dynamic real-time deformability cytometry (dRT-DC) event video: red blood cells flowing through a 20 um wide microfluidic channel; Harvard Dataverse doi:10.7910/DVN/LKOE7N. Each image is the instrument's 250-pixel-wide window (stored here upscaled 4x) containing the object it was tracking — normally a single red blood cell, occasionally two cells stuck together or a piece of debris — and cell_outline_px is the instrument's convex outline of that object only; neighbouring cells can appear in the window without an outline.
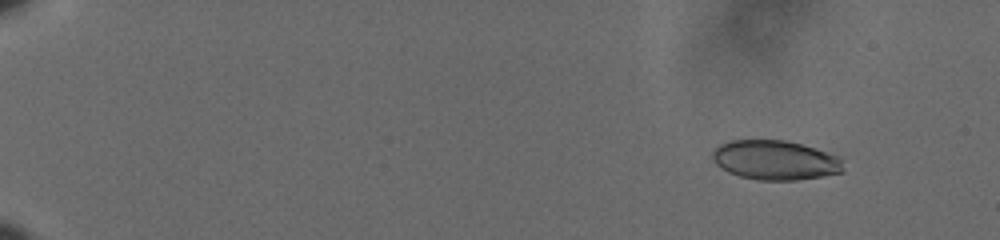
{"species": "human", "species_latin": "Homo sapiens", "temperature_condition": "cold", "stored_images_in_passage": 54, "camera_frame_rate_fps": 3000, "um_per_image_px": 0.085, "donor": {"sex": "male"}, "frame": {"image": 1, "passage_image": 1, "time_ms": 0.0, "image_size_px": [1000, 240], "cell_outline_px": [[844, 172], [796, 180], [756, 180], [740, 176], [728, 172], [720, 168], [712, 160], [712, 152], [720, 144], [728, 140], [788, 140], [840, 156], [844, 168]], "centroid_in_image_um": [65.88, 13.61], "position_along_channel_um": 19.1, "area_um2": 30.29}}
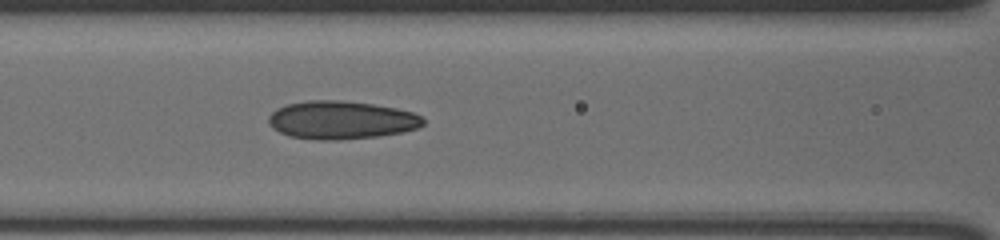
{"frame": {"image": 2, "passage_image": 24, "time_ms": 7.667, "image_size_px": [1000, 240], "cell_outline_px": [[424, 124], [416, 128], [404, 132], [376, 136], [336, 140], [316, 140], [288, 136], [272, 128], [268, 124], [268, 116], [276, 108], [288, 104], [308, 100], [340, 100], [372, 104], [396, 108], [412, 112], [420, 116], [424, 120]], "centroid_in_image_um": [28.97, 10.2], "position_along_channel_um": 137.6, "area_um2": 34.39}}
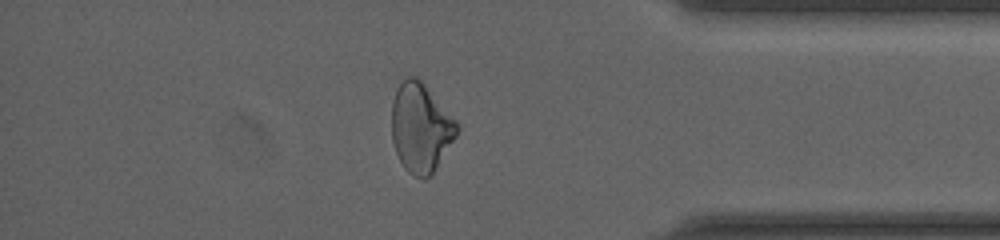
{"frame": {"image": 3, "passage_image": 47, "time_ms": 15.333, "image_size_px": [1000, 240], "cell_outline_px": [[460, 128], [456, 136], [432, 176], [424, 180], [408, 172], [404, 168], [396, 152], [392, 140], [392, 100], [400, 84], [408, 76], [416, 76], [424, 84], [460, 124]], "centroid_in_image_um": [35.78, 10.89], "position_along_channel_um": 399.4, "area_um2": 33.87}, "authors_computed_cell_mechanics": {"area_um2": 32.946, "velocity_mm_per_s": 3.6298, "shape_relaxation_time_tau1_ms": 11.2631, "shape_relaxation_time_tau2_ms": 2.5498, "deformation_change_tau1": 0.1901, "deformation_change_tau2": 0.0992}}